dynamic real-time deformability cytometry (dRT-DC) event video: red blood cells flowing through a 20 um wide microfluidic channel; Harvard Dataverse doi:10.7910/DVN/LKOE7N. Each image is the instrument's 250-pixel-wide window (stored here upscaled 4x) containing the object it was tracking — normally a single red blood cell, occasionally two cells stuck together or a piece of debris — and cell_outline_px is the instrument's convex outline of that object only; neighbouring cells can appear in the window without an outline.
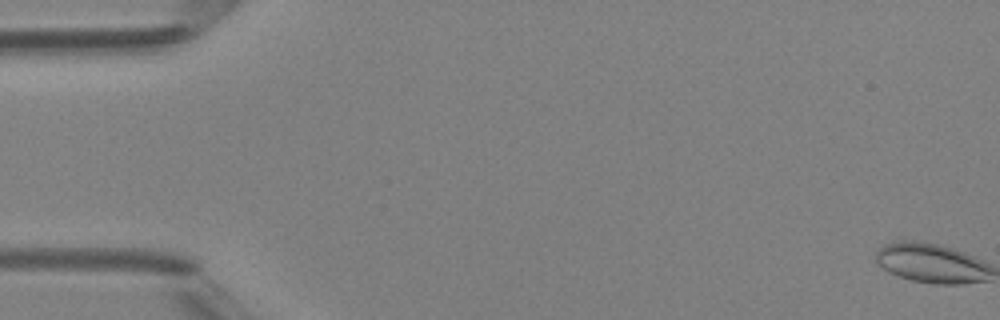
{"species": "Egyptian fruit bat (a non-hibernating species)", "species_latin": "Rousettus aegyptiacus", "temperature_condition": "room temperature", "stored_images_in_passage": 17, "camera_frame_rate_fps": 3000, "um_per_image_px": 0.085, "animal": {"sex": "female"}, "frame": {"image": 1, "passage_image": 1, "time_ms": 0.0, "image_size_px": [1000, 320], "cell_outline_px": [[980, 268], [976, 280], [920, 280], [904, 276], [896, 272], [892, 248], [932, 248], [968, 260], [976, 264]], "centroid_in_image_um": [79.32, 22.53], "position_along_channel_um": 5.7, "area_um2": 16.13}}